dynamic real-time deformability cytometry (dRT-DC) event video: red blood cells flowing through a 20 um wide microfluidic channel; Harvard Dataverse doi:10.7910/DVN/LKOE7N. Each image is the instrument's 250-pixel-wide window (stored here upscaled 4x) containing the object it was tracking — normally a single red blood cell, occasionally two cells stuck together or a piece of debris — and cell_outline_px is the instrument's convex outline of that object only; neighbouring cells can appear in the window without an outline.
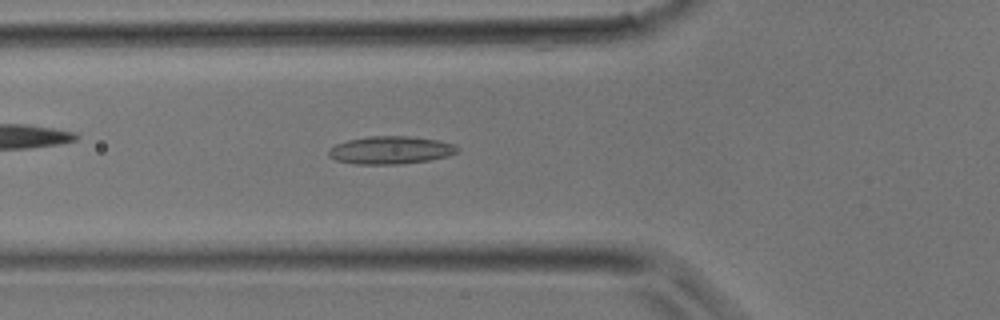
{"species": "common noctule bat (a hibernating species)", "species_latin": "Nyctalus noctula", "temperature_condition": "room temperature", "stored_images_in_passage": 34, "camera_frame_rate_fps": 3000, "um_per_image_px": 0.085, "animal": {"sex": "male", "body_mass_g": 17.9}, "frame": {"image": 1, "passage_image": 11, "time_ms": 3.333, "image_size_px": [1000, 320], "cell_outline_px": [[460, 148], [456, 152], [448, 156], [428, 160], [400, 164], [356, 164], [336, 160], [328, 156], [328, 148], [336, 144], [348, 140], [368, 136], [408, 136], [440, 140], [456, 144]], "centroid_in_image_um": [33.2, 12.75], "position_along_channel_um": 92.6, "area_um2": 20.98}}
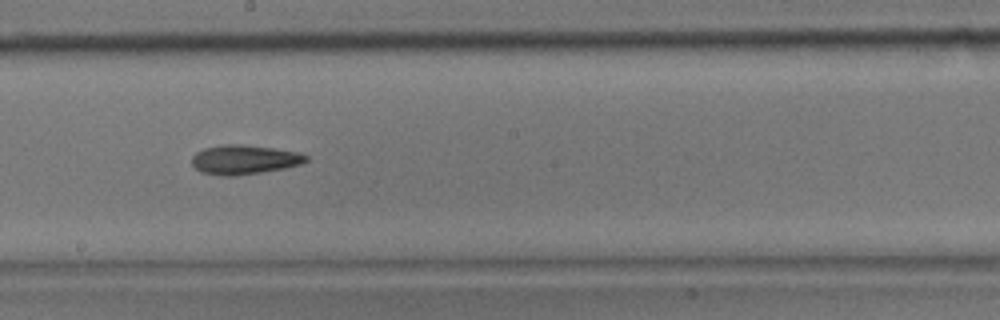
{"frame": {"image": 2, "passage_image": 18, "time_ms": 5.667, "image_size_px": [1000, 320], "cell_outline_px": [[308, 160], [300, 164], [284, 168], [260, 172], [232, 176], [220, 176], [200, 172], [192, 164], [192, 156], [196, 152], [204, 148], [224, 144], [240, 144], [272, 148], [300, 152], [308, 156]], "centroid_in_image_um": [20.74, 13.56], "position_along_channel_um": 227.5, "area_um2": 19.48}}
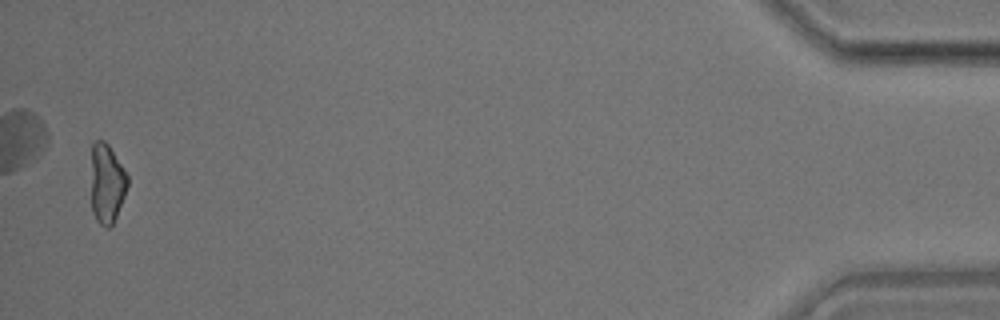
{"frame": {"image": 3, "passage_image": 33, "time_ms": 10.667, "image_size_px": [1000, 320], "cell_outline_px": [[128, 184], [124, 196], [116, 216], [112, 224], [108, 228], [104, 228], [96, 220], [92, 212], [92, 144], [96, 140], [104, 140], [108, 144], [128, 176]], "centroid_in_image_um": [9.08, 15.61], "position_along_channel_um": 426.1, "area_um2": 16.65}}